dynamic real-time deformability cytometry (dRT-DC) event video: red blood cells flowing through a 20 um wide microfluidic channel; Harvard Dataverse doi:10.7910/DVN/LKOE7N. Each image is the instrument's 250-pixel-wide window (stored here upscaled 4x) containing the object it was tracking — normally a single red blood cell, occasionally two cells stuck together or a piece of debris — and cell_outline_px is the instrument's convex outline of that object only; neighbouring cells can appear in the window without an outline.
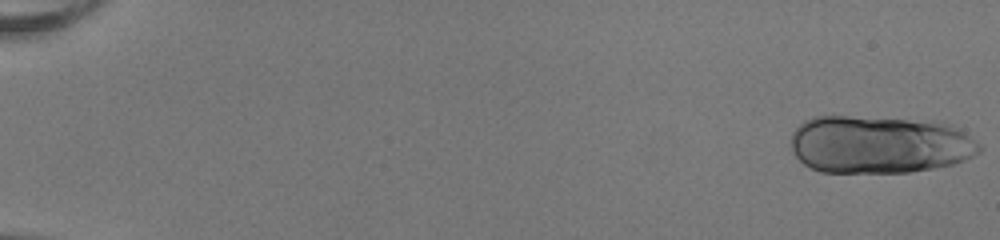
{"species": "human", "species_latin": "Homo sapiens", "temperature_condition": "room temperature", "stored_images_in_passage": 12, "camera_frame_rate_fps": 3000, "um_per_image_px": 0.085, "donor": {"sex": "female"}, "frame": {"image": 1, "passage_image": 1, "time_ms": 0.0, "image_size_px": [1000, 240], "cell_outline_px": [[984, 148], [980, 152], [964, 160], [952, 164], [912, 172], [820, 172], [804, 164], [792, 152], [788, 144], [792, 132], [804, 120], [812, 116], [848, 116], [940, 120], [952, 124], [980, 144]], "centroid_in_image_um": [74.74, 12.26], "position_along_channel_um": 10.3, "area_um2": 64.45}}